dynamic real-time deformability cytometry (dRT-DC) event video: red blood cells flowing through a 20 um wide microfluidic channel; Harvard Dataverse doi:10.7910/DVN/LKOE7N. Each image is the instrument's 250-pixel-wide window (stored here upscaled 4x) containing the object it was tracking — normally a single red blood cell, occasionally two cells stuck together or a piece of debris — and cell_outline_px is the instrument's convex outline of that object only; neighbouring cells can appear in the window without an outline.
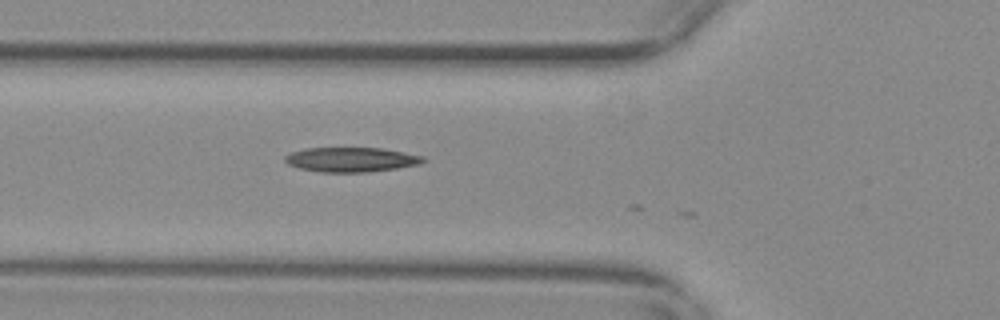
{"species": "common noctule bat (a hibernating species)", "species_latin": "Nyctalus noctula", "temperature_condition": "warm", "stored_images_in_passage": 7, "camera_frame_rate_fps": 3000, "um_per_image_px": 0.085, "animal": {"sex": "female", "body_mass_g": 29.2, "forearm_length_mm": 56.3}, "frame": {"image": 1, "passage_image": 5, "time_ms": 1.333, "image_size_px": [1000, 320], "cell_outline_px": [[428, 160], [420, 164], [396, 168], [368, 172], [320, 172], [300, 168], [288, 164], [284, 160], [284, 156], [292, 152], [304, 148], [380, 148], [424, 156]], "centroid_in_image_um": [29.86, 13.56], "position_along_channel_um": 95.9, "area_um2": 19.77}}